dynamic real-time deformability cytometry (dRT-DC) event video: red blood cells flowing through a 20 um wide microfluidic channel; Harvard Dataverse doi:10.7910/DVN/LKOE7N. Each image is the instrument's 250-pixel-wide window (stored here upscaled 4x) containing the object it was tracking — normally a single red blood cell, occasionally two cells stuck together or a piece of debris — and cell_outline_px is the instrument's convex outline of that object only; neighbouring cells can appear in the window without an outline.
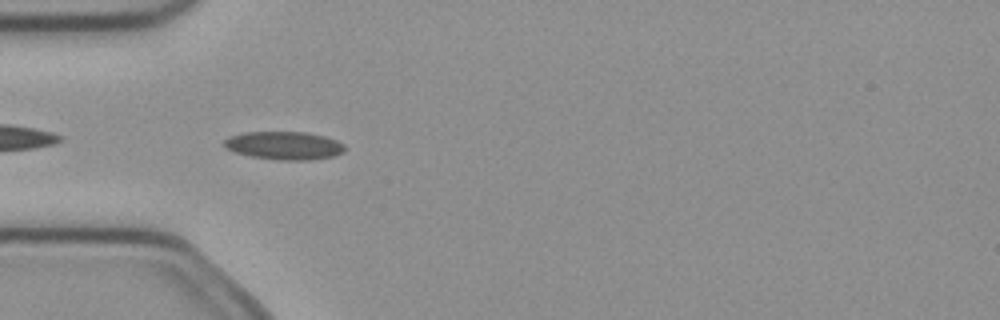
{"species": "common noctule bat (a hibernating species)", "species_latin": "Nyctalus noctula", "temperature_condition": "cold", "stored_images_in_passage": 6, "camera_frame_rate_fps": 3000, "um_per_image_px": 0.085, "animal": {"sex": "female", "body_mass_g": 21.9}, "frame": {"image": 1, "passage_image": 4, "time_ms": 1.0, "image_size_px": [1000, 320], "cell_outline_px": [[344, 152], [336, 156], [312, 160], [280, 160], [252, 156], [236, 152], [228, 148], [224, 144], [224, 140], [228, 136], [244, 132], [308, 132], [324, 136], [336, 140], [344, 144]], "centroid_in_image_um": [24.2, 12.37], "position_along_channel_um": 60.8, "area_um2": 19.77}}
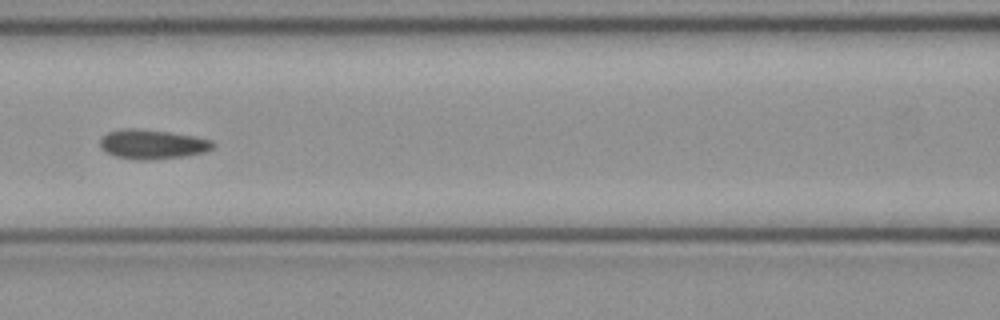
{"frame": {"image": 2, "passage_image": 6, "time_ms": 1.667, "image_size_px": [1000, 320], "cell_outline_px": [[216, 144], [212, 148], [204, 152], [184, 156], [148, 160], [136, 160], [112, 156], [104, 152], [100, 148], [100, 140], [108, 132], [124, 128], [140, 128], [168, 132], [192, 136], [212, 140]], "centroid_in_image_um": [12.9, 12.27], "position_along_channel_um": 153.7, "area_um2": 19.48}}